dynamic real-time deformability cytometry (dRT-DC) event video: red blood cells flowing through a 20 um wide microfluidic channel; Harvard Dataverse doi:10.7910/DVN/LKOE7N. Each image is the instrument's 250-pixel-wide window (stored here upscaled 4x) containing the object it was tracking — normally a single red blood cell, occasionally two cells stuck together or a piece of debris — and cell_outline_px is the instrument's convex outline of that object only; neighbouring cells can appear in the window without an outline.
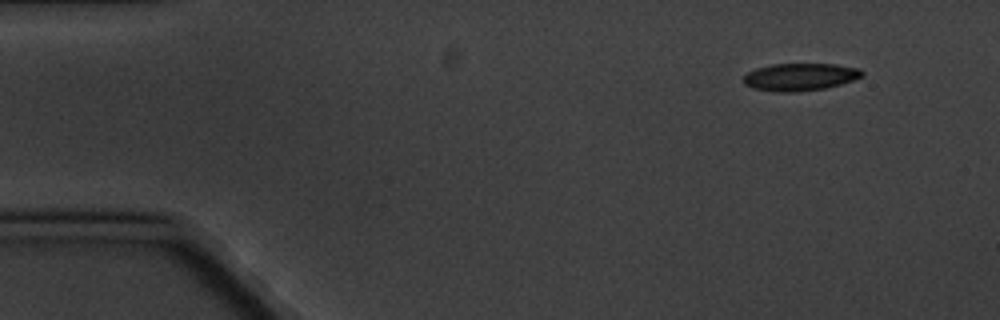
{"species": "common noctule bat (a hibernating species)", "species_latin": "Nyctalus noctula", "temperature_condition": "cold", "stored_images_in_passage": 4, "camera_frame_rate_fps": 3000, "um_per_image_px": 0.085, "animal": {"sex": "male", "body_mass_g": 20.1, "forearm_length_mm": 53.5}, "frame": {"image": 1, "passage_image": 1, "time_ms": 0.0, "image_size_px": [1000, 320], "cell_outline_px": [[864, 76], [840, 84], [824, 88], [796, 92], [772, 92], [752, 88], [744, 84], [744, 76], [748, 72], [756, 68], [772, 64], [836, 64], [860, 68], [864, 72]], "centroid_in_image_um": [68.0, 6.54], "position_along_channel_um": 17.0, "area_um2": 19.07}}
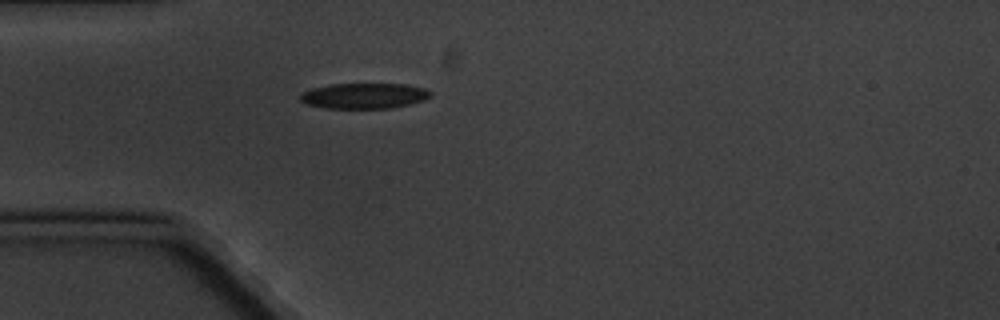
{"frame": {"image": 2, "passage_image": 4, "time_ms": 3.667, "image_size_px": [1000, 320], "cell_outline_px": [[432, 96], [424, 100], [412, 104], [392, 108], [324, 108], [304, 104], [300, 100], [300, 92], [312, 88], [332, 84], [408, 84], [424, 88], [432, 92]], "centroid_in_image_um": [30.95, 8.15], "position_along_channel_um": 54.0, "area_um2": 19.65}}